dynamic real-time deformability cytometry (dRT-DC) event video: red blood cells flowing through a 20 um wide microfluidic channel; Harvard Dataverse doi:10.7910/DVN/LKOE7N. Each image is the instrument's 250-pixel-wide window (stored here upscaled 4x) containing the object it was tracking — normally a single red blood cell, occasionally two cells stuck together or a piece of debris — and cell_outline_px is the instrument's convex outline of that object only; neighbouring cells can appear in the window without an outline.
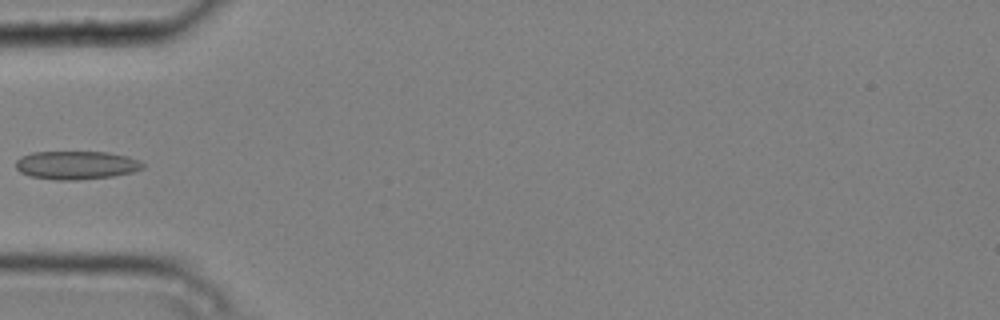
{"species": "common noctule bat (a hibernating species)", "species_latin": "Nyctalus noctula", "temperature_condition": "cold", "stored_images_in_passage": 5, "camera_frame_rate_fps": 3000, "um_per_image_px": 0.085, "animal": {"sex": "male", "body_mass_g": 20.4}, "frame": {"image": 1, "passage_image": 4, "time_ms": 1.0, "image_size_px": [1000, 320], "cell_outline_px": [[144, 168], [132, 172], [112, 176], [80, 180], [56, 180], [28, 176], [20, 172], [16, 168], [16, 160], [20, 156], [32, 152], [108, 152], [128, 156], [140, 160], [144, 164]], "centroid_in_image_um": [6.48, 14.04], "position_along_channel_um": 78.5, "area_um2": 21.21}}
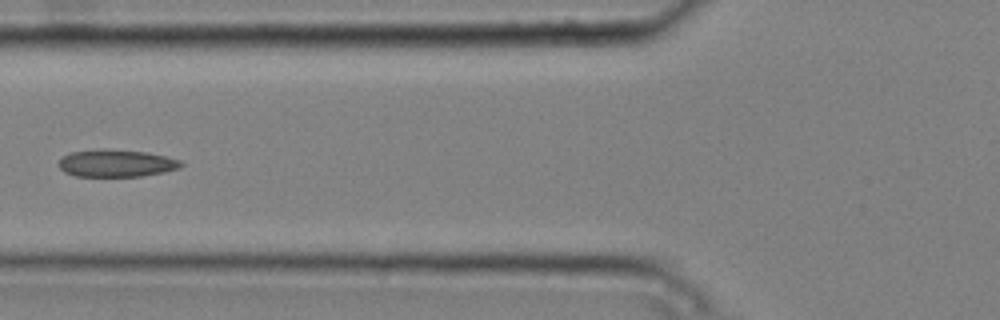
{"frame": {"image": 2, "passage_image": 5, "time_ms": 1.333, "image_size_px": [1000, 320], "cell_outline_px": [[184, 164], [180, 168], [164, 172], [140, 176], [76, 176], [64, 172], [60, 168], [60, 160], [64, 156], [72, 152], [104, 148], [108, 148], [148, 152], [180, 160]], "centroid_in_image_um": [9.91, 13.86], "position_along_channel_um": 115.9, "area_um2": 19.48}}